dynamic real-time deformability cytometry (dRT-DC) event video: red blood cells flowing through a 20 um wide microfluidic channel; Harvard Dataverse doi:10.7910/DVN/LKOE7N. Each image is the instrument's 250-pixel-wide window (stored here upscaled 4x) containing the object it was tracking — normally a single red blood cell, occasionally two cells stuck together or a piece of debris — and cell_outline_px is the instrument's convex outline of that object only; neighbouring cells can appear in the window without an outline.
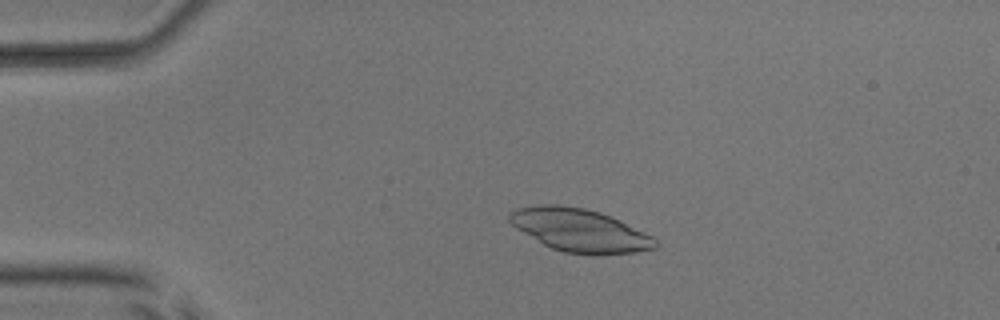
{"species": "common noctule bat (a hibernating species)", "species_latin": "Nyctalus noctula", "temperature_condition": "room temperature", "stored_images_in_passage": 52, "camera_frame_rate_fps": 3000, "um_per_image_px": 0.085, "animal": {"sex": "male", "body_mass_g": 17.9, "forearm_length_mm": 54.2}, "frame": {"image": 1, "passage_image": 12, "time_ms": 3.667, "image_size_px": [1000, 320], "cell_outline_px": [[660, 244], [656, 248], [632, 252], [564, 252], [552, 248], [544, 244], [516, 228], [508, 220], [508, 212], [516, 208], [540, 204], [560, 204], [584, 208], [600, 212], [620, 220], [652, 236]], "centroid_in_image_um": [49.23, 19.51], "position_along_channel_um": 35.8, "area_um2": 35.72}}